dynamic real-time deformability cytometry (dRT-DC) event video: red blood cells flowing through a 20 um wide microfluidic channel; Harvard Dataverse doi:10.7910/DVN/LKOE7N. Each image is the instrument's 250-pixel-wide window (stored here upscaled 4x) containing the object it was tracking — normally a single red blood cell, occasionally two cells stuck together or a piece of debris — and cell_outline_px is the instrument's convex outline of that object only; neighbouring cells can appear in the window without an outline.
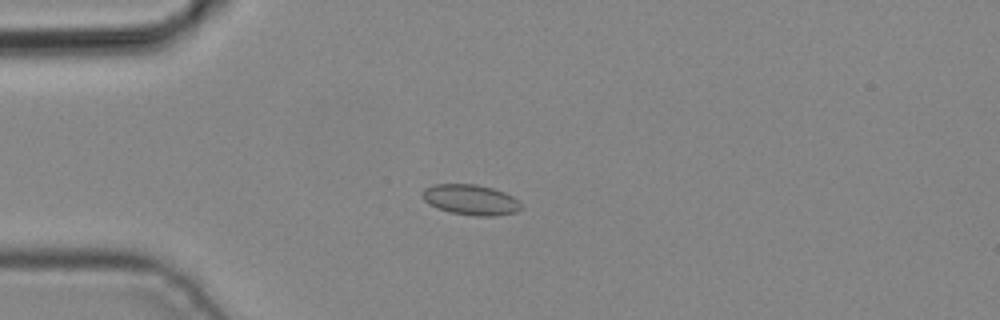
{"species": "common noctule bat (a hibernating species)", "species_latin": "Nyctalus noctula", "temperature_condition": "cold", "stored_images_in_passage": 2, "camera_frame_rate_fps": 3000, "um_per_image_px": 0.085, "animal": {"sex": "male", "body_mass_g": 19.2, "forearm_length_mm": 51.8}, "frame": {"image": 1, "passage_image": 2, "time_ms": 0.333, "image_size_px": [1000, 320], "cell_outline_px": [[520, 208], [516, 212], [492, 216], [476, 216], [452, 212], [436, 208], [428, 204], [424, 200], [424, 188], [432, 184], [476, 184], [492, 188], [504, 192], [520, 200]], "centroid_in_image_um": [40.01, 16.97], "position_along_channel_um": 45.0, "area_um2": 17.4}}